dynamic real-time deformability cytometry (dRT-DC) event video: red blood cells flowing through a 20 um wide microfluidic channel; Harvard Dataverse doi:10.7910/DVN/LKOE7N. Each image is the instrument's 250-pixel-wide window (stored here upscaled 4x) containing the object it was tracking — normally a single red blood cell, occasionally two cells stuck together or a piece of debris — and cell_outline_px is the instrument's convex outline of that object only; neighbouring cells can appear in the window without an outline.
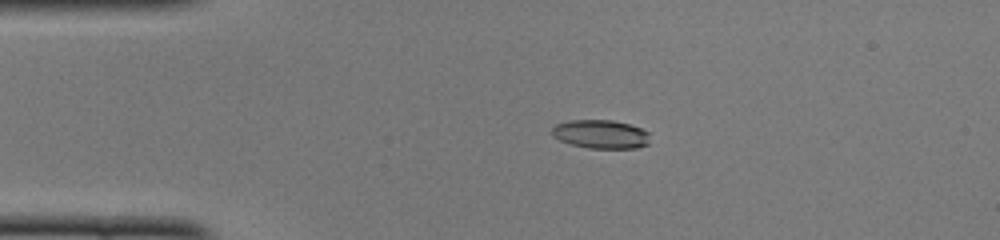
{"species": "common noctule bat (a hibernating species)", "species_latin": "Nyctalus noctula", "temperature_condition": "cold", "stored_images_in_passage": 51, "camera_frame_rate_fps": 3000, "um_per_image_px": 0.085, "animal": {"sex": "female", "body_mass_g": 22.0, "forearm_length_mm": 56.7}, "frame": {"image": 1, "passage_image": 11, "time_ms": 3.333, "image_size_px": [1000, 240], "cell_outline_px": [[648, 144], [636, 148], [588, 148], [572, 144], [560, 140], [552, 136], [552, 128], [556, 124], [568, 120], [612, 120], [628, 124], [640, 128], [648, 132]], "centroid_in_image_um": [51.04, 11.4], "position_along_channel_um": 34.0, "area_um2": 16.24}}
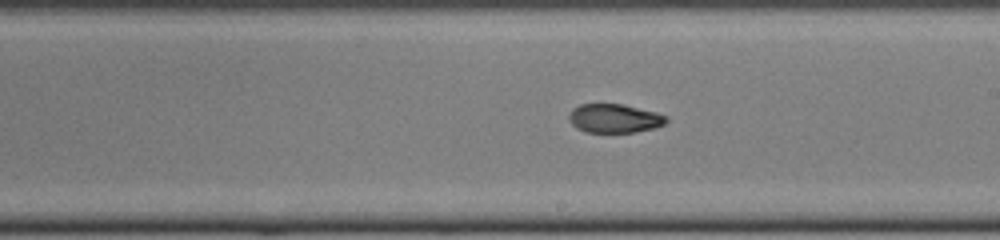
{"frame": {"image": 2, "passage_image": 29, "time_ms": 9.333, "image_size_px": [1000, 240], "cell_outline_px": [[668, 120], [664, 124], [656, 128], [632, 132], [584, 132], [576, 128], [568, 120], [568, 116], [572, 108], [580, 104], [624, 104], [656, 112], [668, 116]], "centroid_in_image_um": [52.22, 10.06], "position_along_channel_um": 236.8, "area_um2": 16.53}}
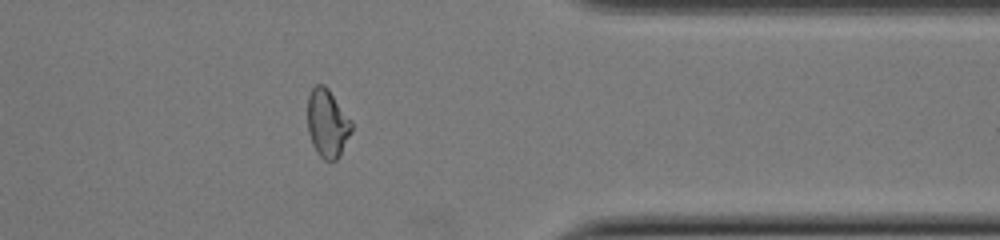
{"frame": {"image": 3, "passage_image": 41, "time_ms": 13.333, "image_size_px": [1000, 240], "cell_outline_px": [[352, 132], [340, 156], [336, 160], [324, 160], [316, 152], [312, 144], [308, 132], [308, 96], [312, 88], [316, 84], [324, 84], [328, 88], [352, 120]], "centroid_in_image_um": [27.84, 10.48], "position_along_channel_um": 383.6, "area_um2": 17.69}, "authors_computed_cell_mechanics": {"area_um2": 17.2822, "velocity_mm_per_s": 4.0046, "shape_relaxation_time_tau1_ms": null, "shape_relaxation_time_tau2_ms": 2.0575, "deformation_change_tau1": null, "deformation_change_tau2": 0.0714}}